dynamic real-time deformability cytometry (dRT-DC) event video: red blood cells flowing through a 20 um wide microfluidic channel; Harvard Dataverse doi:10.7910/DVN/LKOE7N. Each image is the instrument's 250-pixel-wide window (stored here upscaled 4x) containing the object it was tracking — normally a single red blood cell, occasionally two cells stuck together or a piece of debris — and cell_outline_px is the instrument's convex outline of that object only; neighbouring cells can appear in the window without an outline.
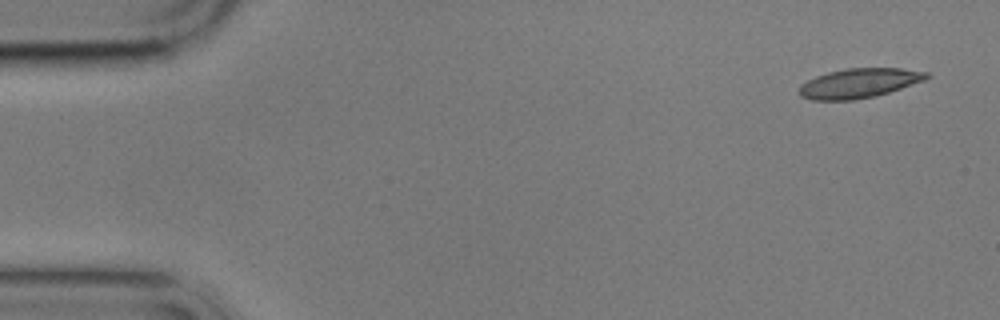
{"species": "common noctule bat (a hibernating species)", "species_latin": "Nyctalus noctula", "temperature_condition": "cold", "stored_images_in_passage": 6, "camera_frame_rate_fps": 3000, "um_per_image_px": 0.085, "animal": {"sex": "male", "body_mass_g": 17.9}, "frame": {"image": 1, "passage_image": 1, "time_ms": 0.0, "image_size_px": [1000, 320], "cell_outline_px": [[932, 76], [924, 80], [876, 96], [852, 100], [812, 100], [800, 96], [800, 84], [816, 76], [828, 72], [848, 68], [900, 68], [928, 72]], "centroid_in_image_um": [73.02, 7.07], "position_along_channel_um": 12.0, "area_um2": 21.79}}
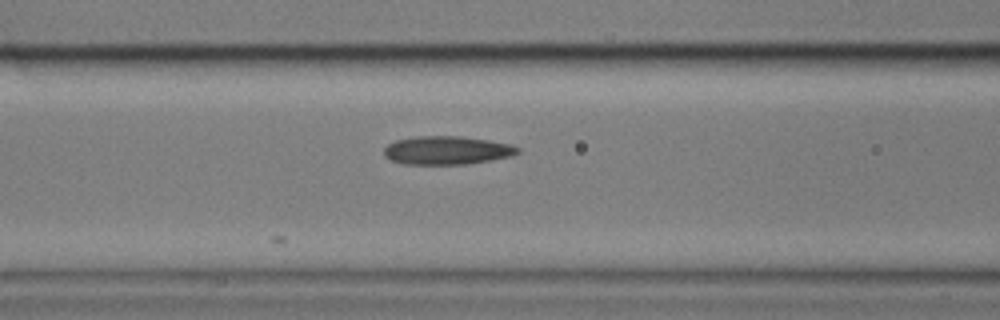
{"frame": {"image": 2, "passage_image": 6, "time_ms": 6.667, "image_size_px": [1000, 320], "cell_outline_px": [[520, 152], [512, 156], [492, 160], [464, 164], [404, 164], [392, 160], [384, 156], [384, 148], [388, 144], [396, 140], [416, 136], [460, 136], [488, 140], [512, 144], [520, 148]], "centroid_in_image_um": [38.01, 12.77], "position_along_channel_um": 128.6, "area_um2": 22.2}}